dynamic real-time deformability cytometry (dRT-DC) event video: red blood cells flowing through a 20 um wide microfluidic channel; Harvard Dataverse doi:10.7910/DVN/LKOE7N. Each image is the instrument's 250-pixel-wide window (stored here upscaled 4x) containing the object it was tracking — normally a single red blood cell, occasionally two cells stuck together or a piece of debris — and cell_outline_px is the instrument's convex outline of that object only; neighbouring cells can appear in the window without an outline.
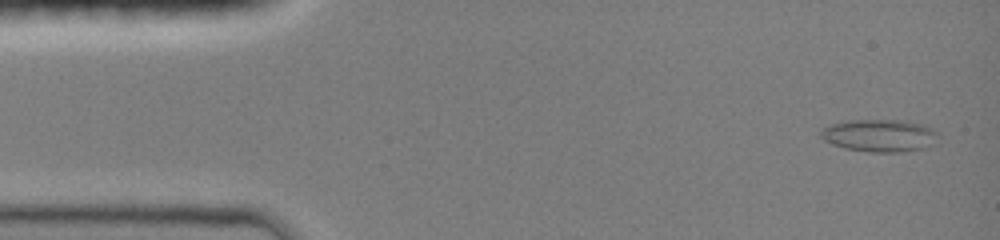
{"species": "common noctule bat (a hibernating species)", "species_latin": "Nyctalus noctula", "temperature_condition": "room temperature", "stored_images_in_passage": 5, "camera_frame_rate_fps": 3000, "um_per_image_px": 0.085, "animal": {"sex": "female", "body_mass_g": 19.0, "forearm_length_mm": 51.5}, "frame": {"image": 1, "passage_image": 1, "time_ms": 0.0, "image_size_px": [1000, 240], "cell_outline_px": [[936, 144], [920, 148], [896, 152], [872, 152], [848, 148], [832, 144], [824, 140], [820, 136], [820, 132], [824, 128], [832, 124], [848, 120], [908, 120], [932, 128], [936, 132]], "centroid_in_image_um": [74.76, 11.5], "position_along_channel_um": 10.2, "area_um2": 21.91}}
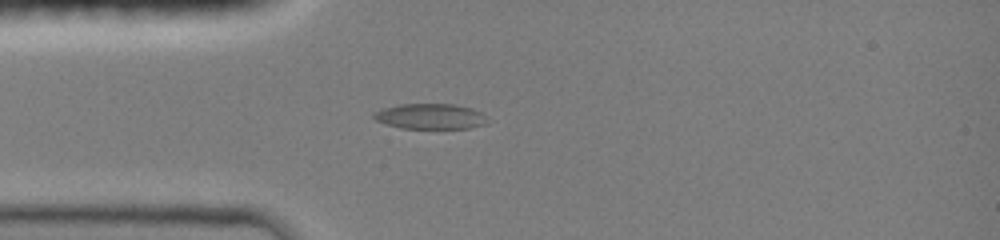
{"frame": {"image": 2, "passage_image": 5, "time_ms": 3.333, "image_size_px": [1000, 240], "cell_outline_px": [[484, 124], [468, 128], [400, 128], [376, 120], [372, 116], [372, 112], [384, 108], [400, 104], [452, 104], [472, 108], [480, 112]], "centroid_in_image_um": [36.48, 9.88], "position_along_channel_um": 48.5, "area_um2": 16.42}}